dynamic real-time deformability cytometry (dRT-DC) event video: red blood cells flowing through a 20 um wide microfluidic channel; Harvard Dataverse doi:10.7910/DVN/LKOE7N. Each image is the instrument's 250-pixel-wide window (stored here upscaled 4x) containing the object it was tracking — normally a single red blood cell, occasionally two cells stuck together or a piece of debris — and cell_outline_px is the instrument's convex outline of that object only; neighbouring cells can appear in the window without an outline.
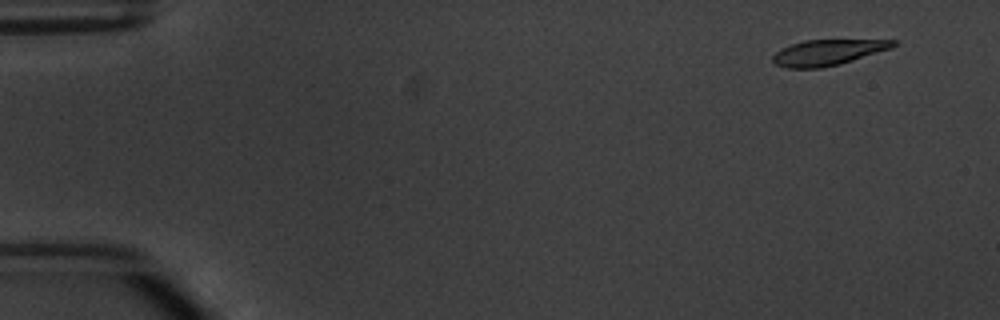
{"species": "common noctule bat (a hibernating species)", "species_latin": "Nyctalus noctula", "temperature_condition": "warm", "stored_images_in_passage": 6, "camera_frame_rate_fps": 3000, "um_per_image_px": 0.085, "animal": {"sex": "male", "body_mass_g": 20.1, "forearm_length_mm": 53.5}, "frame": {"image": 1, "passage_image": 1, "time_ms": 0.0, "image_size_px": [1000, 320], "cell_outline_px": [[896, 44], [892, 48], [840, 64], [820, 68], [788, 68], [776, 64], [772, 60], [772, 56], [780, 48], [804, 40], [896, 40]], "centroid_in_image_um": [70.34, 4.46], "position_along_channel_um": 14.7, "area_um2": 17.92}}
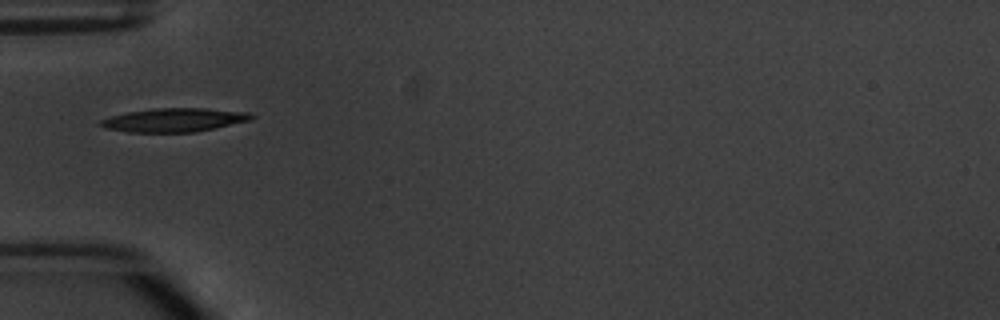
{"frame": {"image": 2, "passage_image": 5, "time_ms": 4.667, "image_size_px": [1000, 320], "cell_outline_px": [[256, 116], [252, 120], [216, 128], [196, 132], [128, 132], [104, 128], [96, 124], [100, 120], [112, 116], [128, 112], [156, 108], [204, 108], [252, 112]], "centroid_in_image_um": [14.85, 10.2], "position_along_channel_um": 70.1, "area_um2": 21.04}}